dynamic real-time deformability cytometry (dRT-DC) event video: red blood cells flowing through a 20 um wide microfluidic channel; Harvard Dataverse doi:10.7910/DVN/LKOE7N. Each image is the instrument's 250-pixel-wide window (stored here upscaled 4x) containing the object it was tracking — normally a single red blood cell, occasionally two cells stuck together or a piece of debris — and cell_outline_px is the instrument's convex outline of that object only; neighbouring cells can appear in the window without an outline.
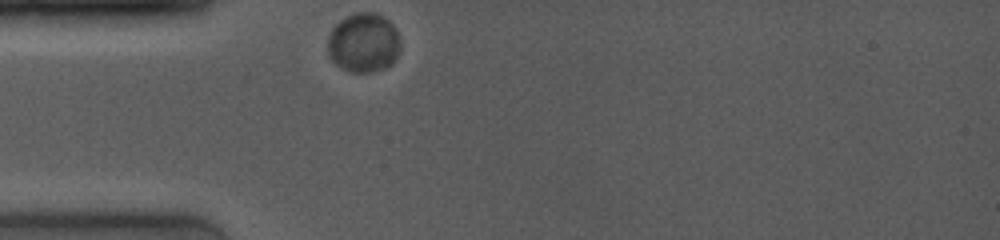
{"species": "common noctule bat (a hibernating species)", "species_latin": "Nyctalus noctula", "temperature_condition": "room temperature", "stored_images_in_passage": 23, "camera_frame_rate_fps": 4000, "um_per_image_px": 0.085, "animal": {"sex": "female", "body_mass_g": 19.0, "forearm_length_mm": 53.3}, "frame": {"image": 1, "passage_image": 1, "time_ms": 0.0, "image_size_px": [1000, 240], "cell_outline_px": [[400, 44], [396, 56], [392, 64], [384, 68], [372, 72], [352, 72], [336, 64], [328, 56], [328, 36], [332, 28], [340, 20], [356, 12], [376, 12], [388, 20], [392, 24], [396, 32]], "centroid_in_image_um": [30.88, 3.63], "position_along_channel_um": 54.1, "area_um2": 24.97}}
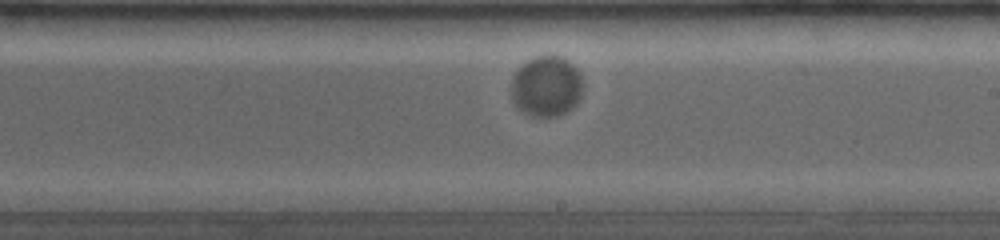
{"frame": {"image": 2, "passage_image": 12, "time_ms": 5.25, "image_size_px": [1000, 240], "cell_outline_px": [[584, 88], [576, 104], [564, 112], [556, 116], [532, 116], [524, 112], [516, 104], [512, 96], [512, 76], [520, 64], [536, 56], [560, 56], [568, 60], [580, 72]], "centroid_in_image_um": [46.46, 7.31], "position_along_channel_um": 242.5, "area_um2": 25.26}}
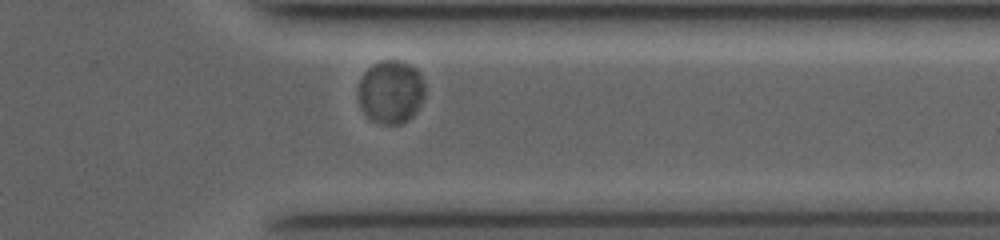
{"frame": {"image": 3, "passage_image": 20, "time_ms": 8.75, "image_size_px": [1000, 240], "cell_outline_px": [[424, 96], [420, 104], [412, 116], [408, 120], [400, 124], [384, 124], [372, 120], [364, 112], [360, 104], [356, 92], [360, 80], [364, 72], [372, 64], [380, 60], [400, 60], [416, 68], [420, 72], [424, 84]], "centroid_in_image_um": [33.21, 7.78], "position_along_channel_um": 378.2, "area_um2": 24.74}}